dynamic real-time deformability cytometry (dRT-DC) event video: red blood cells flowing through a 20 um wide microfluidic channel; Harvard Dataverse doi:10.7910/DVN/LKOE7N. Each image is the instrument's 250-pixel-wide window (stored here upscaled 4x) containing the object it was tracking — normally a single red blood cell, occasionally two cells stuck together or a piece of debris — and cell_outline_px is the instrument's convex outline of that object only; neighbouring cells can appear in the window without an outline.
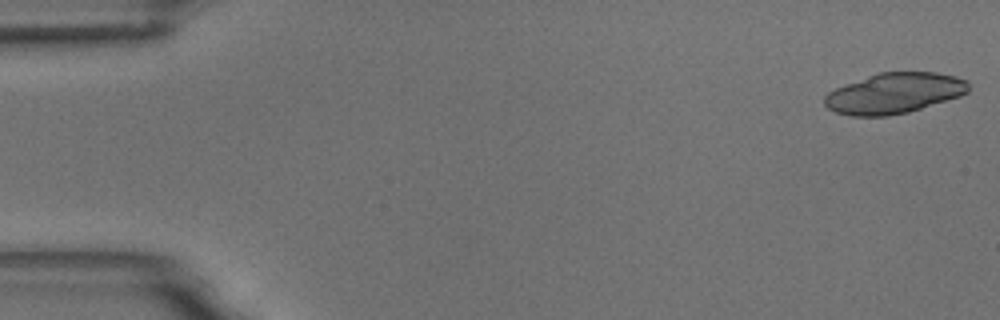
{"species": "common noctule bat (a hibernating species)", "species_latin": "Nyctalus noctula", "temperature_condition": "room temperature", "stored_images_in_passage": 23, "camera_frame_rate_fps": 3000, "um_per_image_px": 0.085, "animal": {"sex": "male", "body_mass_g": 18.8}, "frame": {"image": 1, "passage_image": 1, "time_ms": 0.0, "image_size_px": [1000, 320], "cell_outline_px": [[968, 92], [960, 96], [908, 112], [888, 116], [848, 116], [836, 112], [828, 108], [824, 104], [824, 96], [828, 92], [836, 88], [868, 76], [880, 72], [936, 72], [956, 76], [968, 80]], "centroid_in_image_um": [76.01, 7.93], "position_along_channel_um": 9.0, "area_um2": 33.93}}